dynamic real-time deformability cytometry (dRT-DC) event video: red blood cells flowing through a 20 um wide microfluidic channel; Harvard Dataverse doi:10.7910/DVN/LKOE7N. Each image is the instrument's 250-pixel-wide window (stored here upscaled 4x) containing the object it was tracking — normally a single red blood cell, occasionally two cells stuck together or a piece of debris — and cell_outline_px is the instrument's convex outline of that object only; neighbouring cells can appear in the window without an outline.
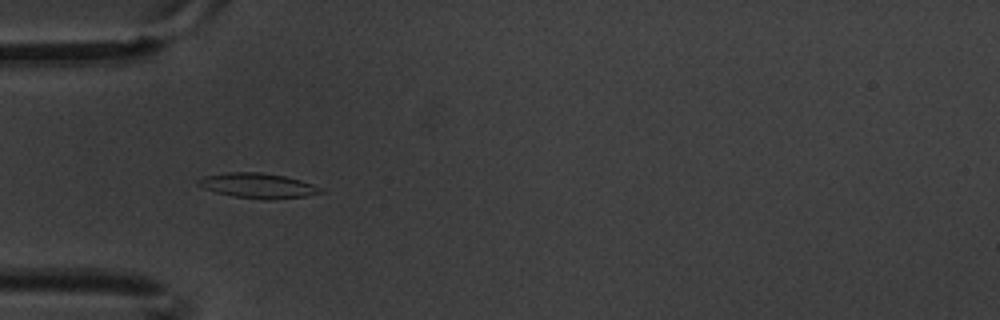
{"species": "common noctule bat (a hibernating species)", "species_latin": "Nyctalus noctula", "temperature_condition": "warm", "stored_images_in_passage": 6, "camera_frame_rate_fps": 3000, "um_per_image_px": 0.085, "animal": {"sex": "male", "body_mass_g": 20.1, "forearm_length_mm": 53.5}, "frame": {"image": 1, "passage_image": 5, "time_ms": 1.333, "image_size_px": [1000, 320], "cell_outline_px": [[324, 192], [304, 196], [268, 200], [264, 200], [232, 196], [216, 192], [204, 188], [196, 184], [196, 180], [204, 176], [228, 172], [260, 172], [284, 176], [300, 180], [312, 184], [320, 188]], "centroid_in_image_um": [21.87, 15.78], "position_along_channel_um": 63.1, "area_um2": 17.74}}